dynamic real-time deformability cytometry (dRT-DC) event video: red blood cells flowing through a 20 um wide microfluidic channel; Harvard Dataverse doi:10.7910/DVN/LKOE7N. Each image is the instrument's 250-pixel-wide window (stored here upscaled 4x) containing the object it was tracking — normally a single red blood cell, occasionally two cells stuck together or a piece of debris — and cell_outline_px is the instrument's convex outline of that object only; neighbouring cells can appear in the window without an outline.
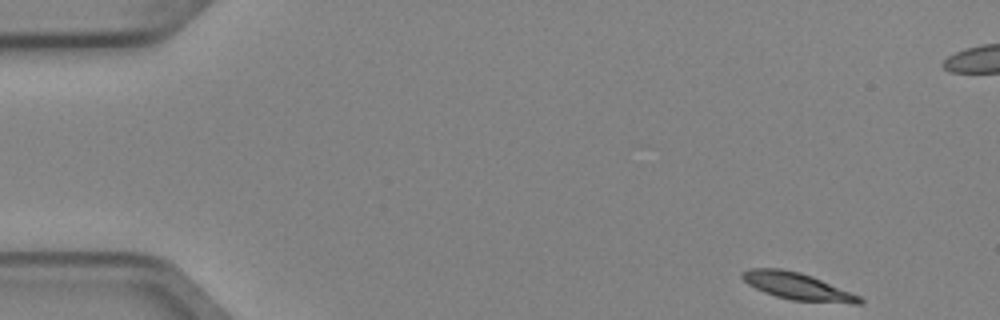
{"species": "Egyptian fruit bat (a non-hibernating species)", "species_latin": "Rousettus aegyptiacus", "temperature_condition": "cold", "stored_images_in_passage": 5, "camera_frame_rate_fps": 3000, "um_per_image_px": 0.085, "animal": {"sex": "female"}, "frame": {"image": 1, "passage_image": 1, "time_ms": 0.0, "image_size_px": [1000, 320], "cell_outline_px": [[864, 304], [852, 304], [792, 300], [776, 296], [764, 292], [748, 284], [740, 276], [740, 272], [748, 268], [780, 268], [800, 272], [812, 276], [860, 296], [864, 300]], "centroid_in_image_um": [67.78, 24.33], "position_along_channel_um": 17.2, "area_um2": 18.55}}